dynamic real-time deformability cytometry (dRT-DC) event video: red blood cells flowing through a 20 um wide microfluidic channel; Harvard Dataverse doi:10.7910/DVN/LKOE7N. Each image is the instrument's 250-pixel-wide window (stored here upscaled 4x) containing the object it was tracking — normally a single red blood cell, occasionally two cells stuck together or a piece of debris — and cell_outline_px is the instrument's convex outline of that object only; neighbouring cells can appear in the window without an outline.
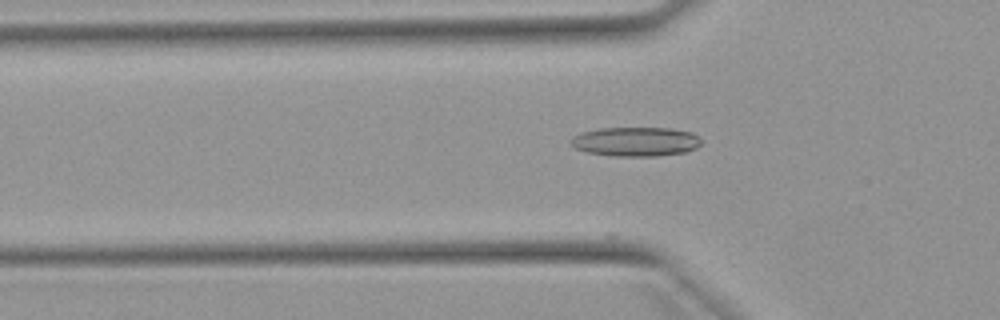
{"species": "Egyptian fruit bat (a non-hibernating species)", "species_latin": "Rousettus aegyptiacus", "temperature_condition": "warm", "stored_images_in_passage": 51, "camera_frame_rate_fps": 3000, "um_per_image_px": 0.085, "animal": {"sex": "female"}, "frame": {"image": 1, "passage_image": 16, "time_ms": 5.0, "image_size_px": [1000, 320], "cell_outline_px": [[700, 144], [696, 148], [684, 152], [656, 156], [612, 156], [588, 152], [576, 148], [568, 140], [572, 136], [580, 132], [600, 128], [672, 128], [692, 132], [700, 140]], "centroid_in_image_um": [54.0, 12.03], "position_along_channel_um": 71.8, "area_um2": 22.25}}
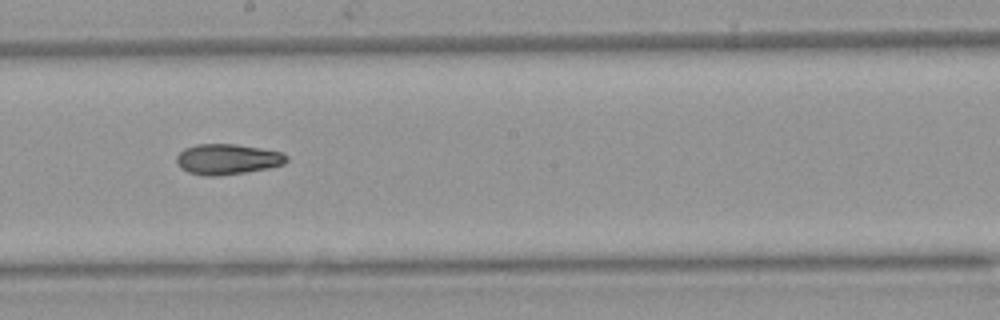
{"frame": {"image": 2, "passage_image": 28, "time_ms": 9.0, "image_size_px": [1000, 320], "cell_outline_px": [[288, 160], [284, 164], [268, 168], [220, 176], [204, 176], [188, 172], [180, 168], [176, 164], [176, 156], [184, 148], [196, 144], [236, 144], [260, 148], [280, 152], [288, 156]], "centroid_in_image_um": [19.29, 13.53], "position_along_channel_um": 228.9, "area_um2": 19.65}}
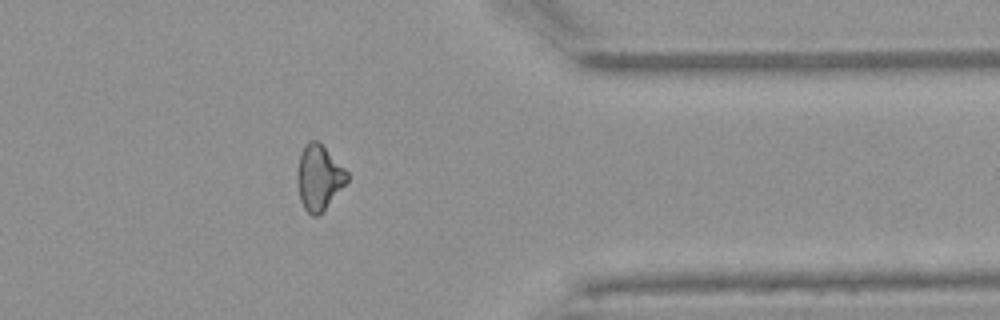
{"frame": {"image": 3, "passage_image": 41, "time_ms": 13.333, "image_size_px": [1000, 320], "cell_outline_px": [[348, 180], [324, 208], [316, 216], [312, 216], [304, 208], [300, 200], [296, 180], [296, 176], [300, 152], [304, 144], [308, 140], [316, 140], [348, 172]], "centroid_in_image_um": [27.06, 15.06], "position_along_channel_um": 384.3, "area_um2": 18.5}, "authors_computed_cell_mechanics": {"area_um2": 19.9988, "velocity_mm_per_s": 3.9206, "shape_relaxation_time_tau1_ms": null, "shape_relaxation_time_tau2_ms": 8.219, "deformation_change_tau1": null, "deformation_change_tau2": 0.1666}}